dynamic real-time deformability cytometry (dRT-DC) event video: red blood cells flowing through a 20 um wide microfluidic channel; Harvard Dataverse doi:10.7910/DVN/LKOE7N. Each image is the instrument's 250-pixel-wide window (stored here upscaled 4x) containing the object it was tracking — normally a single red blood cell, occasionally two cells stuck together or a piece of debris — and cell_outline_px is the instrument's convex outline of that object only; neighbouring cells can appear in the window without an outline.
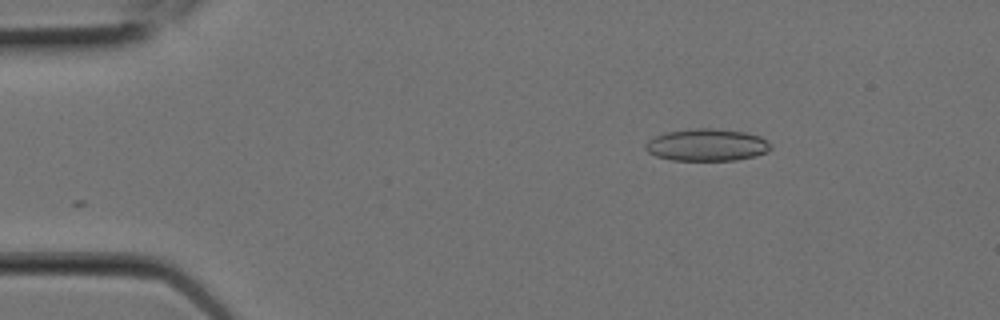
{"species": "Egyptian fruit bat (a non-hibernating species)", "species_latin": "Rousettus aegyptiacus", "temperature_condition": "room temperature", "stored_images_in_passage": 3, "camera_frame_rate_fps": 3000, "um_per_image_px": 0.085, "animal": {"sex": "female"}, "frame": {"image": 1, "passage_image": 3, "time_ms": 0.667, "image_size_px": [1000, 320], "cell_outline_px": [[772, 148], [768, 152], [756, 156], [736, 160], [672, 160], [656, 156], [648, 152], [644, 148], [644, 144], [648, 140], [664, 132], [696, 128], [716, 128], [744, 132], [760, 136], [772, 144]], "centroid_in_image_um": [60.1, 12.32], "position_along_channel_um": 24.9, "area_um2": 23.7}}